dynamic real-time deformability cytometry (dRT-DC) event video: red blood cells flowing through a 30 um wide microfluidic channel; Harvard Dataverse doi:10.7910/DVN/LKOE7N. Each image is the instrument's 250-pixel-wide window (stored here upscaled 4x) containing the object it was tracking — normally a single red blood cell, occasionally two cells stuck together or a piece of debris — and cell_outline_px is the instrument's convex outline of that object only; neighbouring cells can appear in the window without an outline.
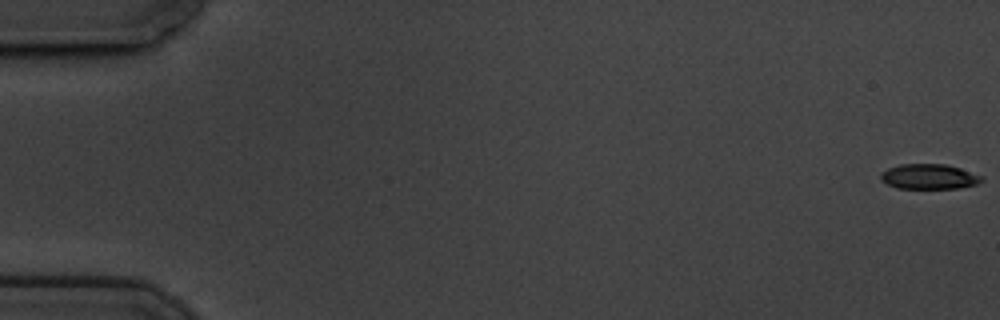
{"species": "common noctule bat (a hibernating species)", "species_latin": "Nyctalus noctula", "temperature_condition": "cold", "stored_images_in_passage": 61, "camera_frame_rate_fps": 3000, "um_per_image_px": 0.085, "animal": {"sex": "male", "body_mass_g": 19.5, "forearm_length_mm": 54.6}, "frame": {"image": 1, "passage_image": 1, "time_ms": 0.0, "image_size_px": [1000, 320], "cell_outline_px": [[984, 180], [976, 184], [956, 188], [896, 188], [880, 180], [880, 172], [888, 168], [900, 164], [944, 164], [960, 168], [984, 176]], "centroid_in_image_um": [78.96, 15.0], "position_along_channel_um": 6.0, "area_um2": 14.8}}
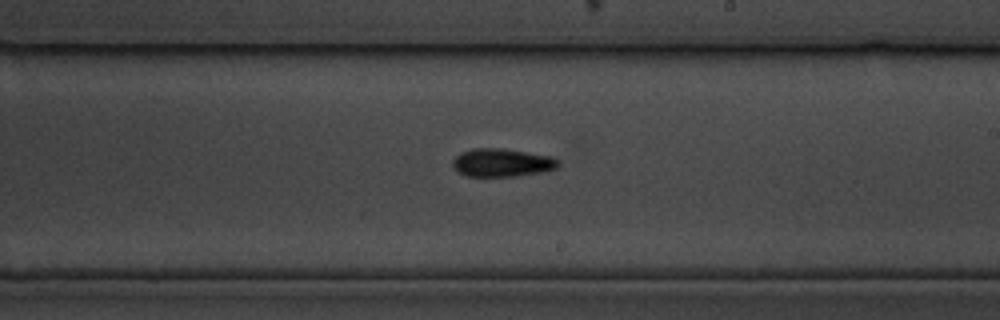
{"frame": {"image": 2, "passage_image": 36, "time_ms": 11.667, "image_size_px": [1000, 320], "cell_outline_px": [[560, 164], [556, 168], [544, 172], [516, 176], [468, 176], [456, 172], [452, 164], [452, 160], [460, 152], [472, 148], [500, 148], [552, 156], [560, 160]], "centroid_in_image_um": [42.66, 13.82], "position_along_channel_um": 246.3, "area_um2": 17.51}}
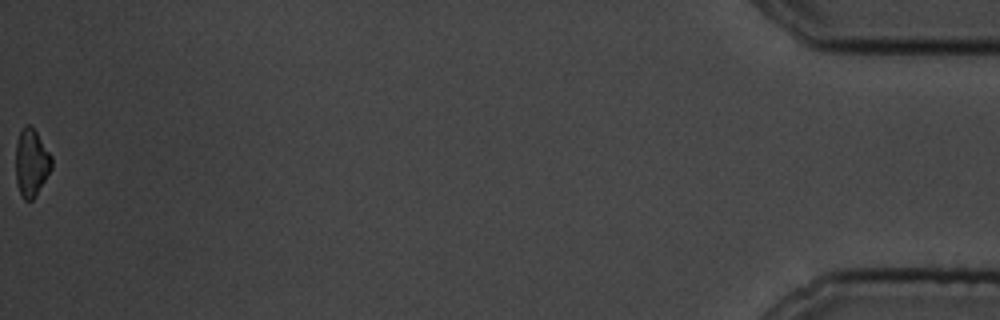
{"frame": {"image": 3, "passage_image": 61, "time_ms": 20.0, "image_size_px": [1000, 320], "cell_outline_px": [[52, 168], [36, 196], [32, 200], [24, 200], [16, 184], [16, 144], [20, 132], [24, 124], [28, 124], [36, 132], [52, 156]], "centroid_in_image_um": [2.67, 13.85], "position_along_channel_um": 432.5, "area_um2": 14.1}, "authors_computed_cell_mechanics": {"area_um2": 16.1262, "velocity_mm_per_s": 3.3846, "shape_relaxation_time_tau1_ms": 3.1021, "shape_relaxation_time_tau2_ms": null, "deformation_change_tau1": 0.1349, "deformation_change_tau2": null}}